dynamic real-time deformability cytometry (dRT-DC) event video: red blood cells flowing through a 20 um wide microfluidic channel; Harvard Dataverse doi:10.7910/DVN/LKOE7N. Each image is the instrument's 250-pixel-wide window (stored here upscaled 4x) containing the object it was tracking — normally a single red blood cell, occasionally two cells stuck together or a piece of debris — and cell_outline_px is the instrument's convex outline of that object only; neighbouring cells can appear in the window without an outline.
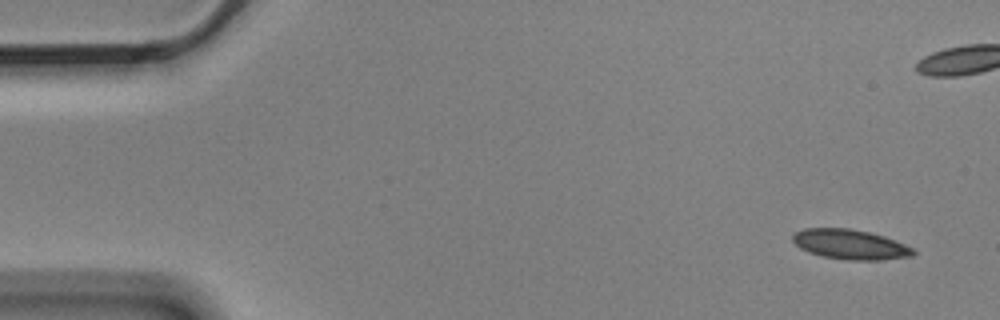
{"species": "Egyptian fruit bat (a non-hibernating species)", "species_latin": "Rousettus aegyptiacus", "temperature_condition": "cold", "stored_images_in_passage": 10, "camera_frame_rate_fps": 3000, "um_per_image_px": 0.085, "animal": {"sex": "male"}, "frame": {"image": 1, "passage_image": 1, "time_ms": 0.0, "image_size_px": [1000, 320], "cell_outline_px": [[916, 252], [912, 256], [880, 260], [848, 260], [824, 256], [808, 252], [800, 248], [792, 240], [792, 236], [796, 232], [804, 228], [852, 228], [884, 236], [904, 244], [912, 248]], "centroid_in_image_um": [72.26, 20.77], "position_along_channel_um": 12.7, "area_um2": 20.87}}
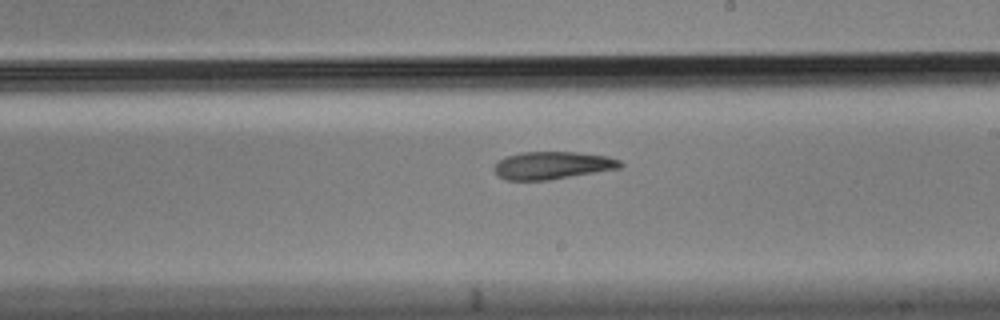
{"frame": {"image": 2, "passage_image": 10, "time_ms": 3.0, "image_size_px": [1000, 320], "cell_outline_px": [[624, 164], [620, 168], [548, 180], [504, 180], [492, 168], [504, 156], [520, 152], [576, 152], [608, 156], [620, 160]], "centroid_in_image_um": [46.95, 14.05], "position_along_channel_um": 242.0, "area_um2": 20.29}}